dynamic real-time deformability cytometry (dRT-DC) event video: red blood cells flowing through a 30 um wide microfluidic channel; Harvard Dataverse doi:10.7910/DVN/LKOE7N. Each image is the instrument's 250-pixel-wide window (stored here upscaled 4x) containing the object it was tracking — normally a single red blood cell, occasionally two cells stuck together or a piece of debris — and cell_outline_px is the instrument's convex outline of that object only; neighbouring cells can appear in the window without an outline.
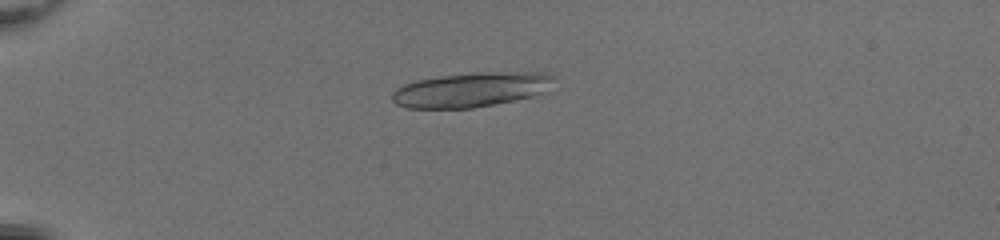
{"species": "common noctule bat (a hibernating species)", "species_latin": "Nyctalus noctula", "temperature_condition": "room temperature", "stored_images_in_passage": 52, "camera_frame_rate_fps": 3000, "um_per_image_px": 0.085, "animal": {"sex": "female", "body_mass_g": 20.0, "forearm_length_mm": 54.0}, "frame": {"image": 1, "passage_image": 16, "time_ms": 5.0, "image_size_px": [1000, 240], "cell_outline_px": [[552, 76], [544, 92], [532, 96], [472, 108], [404, 108], [396, 104], [392, 100], [392, 92], [396, 88], [404, 84], [416, 80], [472, 72], [544, 72]], "centroid_in_image_um": [39.95, 7.62], "position_along_channel_um": 45.0, "area_um2": 32.19}}